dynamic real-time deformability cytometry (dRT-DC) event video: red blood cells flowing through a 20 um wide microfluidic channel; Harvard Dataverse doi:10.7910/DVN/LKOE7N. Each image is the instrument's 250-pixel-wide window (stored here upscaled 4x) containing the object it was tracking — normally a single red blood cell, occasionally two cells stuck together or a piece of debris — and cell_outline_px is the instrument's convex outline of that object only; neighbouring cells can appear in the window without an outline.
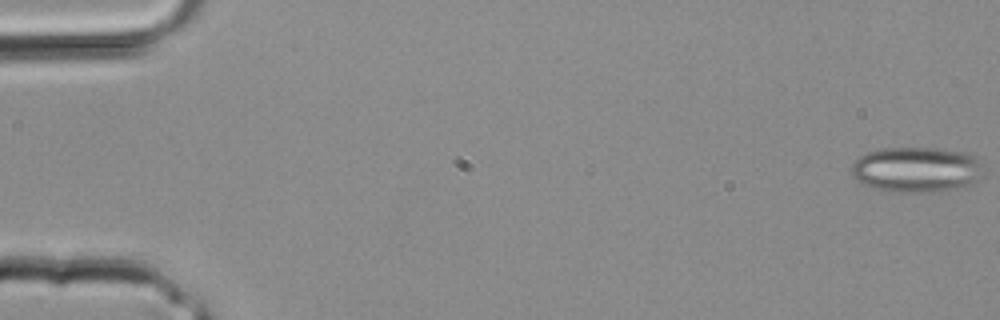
{"species": "common noctule bat (a hibernating species)", "species_latin": "Nyctalus noctula", "temperature_condition": "room temperature", "stored_images_in_passage": 36, "segment_of_instrument_passage": [1, 3], "camera_frame_rate_fps": 3000, "um_per_image_px": 0.085, "animal": {"sex": "male", "body_mass_g": 20.4}, "frame": {"image": 1, "passage_image": 1, "time_ms": 0.0, "image_size_px": [1000, 320], "cell_outline_px": [[984, 176], [960, 188], [932, 192], [892, 192], [876, 188], [864, 184], [856, 180], [852, 176], [852, 164], [860, 156], [868, 152], [880, 148], [936, 148], [964, 152], [976, 156], [980, 160], [984, 172]], "centroid_in_image_um": [77.93, 14.41], "position_along_channel_um": 7.1, "area_um2": 35.14}}